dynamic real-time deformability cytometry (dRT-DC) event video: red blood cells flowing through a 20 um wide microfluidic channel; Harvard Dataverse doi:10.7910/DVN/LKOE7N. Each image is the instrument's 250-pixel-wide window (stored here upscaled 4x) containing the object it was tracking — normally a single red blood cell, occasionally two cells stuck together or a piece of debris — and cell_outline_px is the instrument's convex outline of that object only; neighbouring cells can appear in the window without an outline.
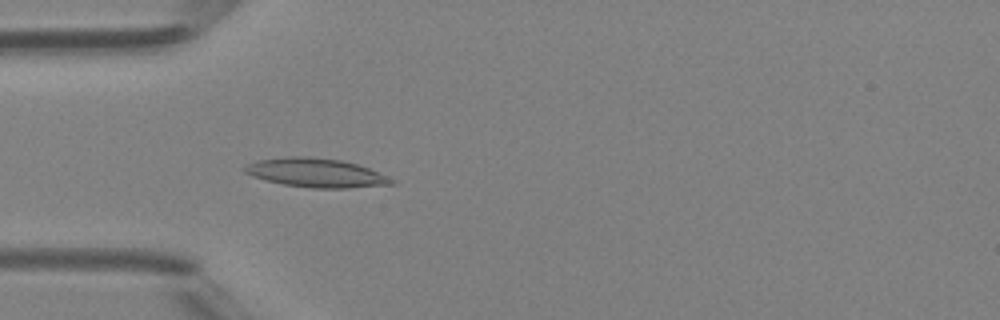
{"species": "Egyptian fruit bat (a non-hibernating species)", "species_latin": "Rousettus aegyptiacus", "temperature_condition": "room temperature", "stored_images_in_passage": 3, "camera_frame_rate_fps": 3000, "um_per_image_px": 0.085, "animal": {"sex": "female"}, "frame": {"image": 1, "passage_image": 3, "time_ms": 3.333, "image_size_px": [1000, 320], "cell_outline_px": [[396, 184], [348, 188], [312, 188], [284, 184], [264, 180], [252, 176], [244, 172], [244, 168], [248, 164], [256, 160], [288, 156], [304, 156], [340, 160], [356, 164], [368, 168], [396, 180]], "centroid_in_image_um": [26.86, 14.69], "position_along_channel_um": 58.1, "area_um2": 24.68}}